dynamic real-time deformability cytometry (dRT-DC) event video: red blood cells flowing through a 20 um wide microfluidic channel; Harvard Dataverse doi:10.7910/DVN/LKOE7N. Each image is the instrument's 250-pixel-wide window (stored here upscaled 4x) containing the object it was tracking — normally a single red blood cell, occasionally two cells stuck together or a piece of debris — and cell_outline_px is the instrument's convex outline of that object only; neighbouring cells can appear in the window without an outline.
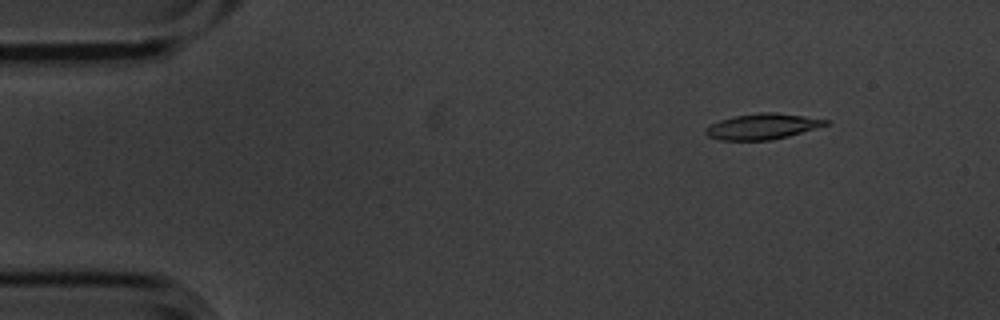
{"species": "common noctule bat (a hibernating species)", "species_latin": "Nyctalus noctula", "temperature_condition": "cold", "stored_images_in_passage": 14, "segment_of_instrument_passage": [1, 2], "camera_frame_rate_fps": 3000, "um_per_image_px": 0.085, "animal": {"sex": "male", "body_mass_g": 20.1, "forearm_length_mm": 53.5}, "frame": {"image": 1, "passage_image": 1, "time_ms": 0.0, "image_size_px": [1000, 320], "cell_outline_px": [[828, 124], [816, 128], [788, 136], [772, 140], [720, 140], [708, 136], [704, 132], [704, 128], [720, 120], [736, 116], [760, 112], [772, 112], [804, 116], [828, 120]], "centroid_in_image_um": [64.78, 10.75], "position_along_channel_um": 20.2, "area_um2": 17.74}}
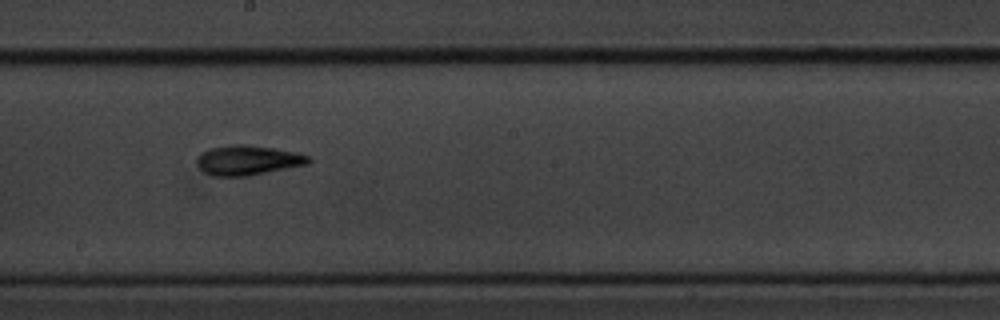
{"frame": {"image": 2, "passage_image": 7, "time_ms": 2.0, "image_size_px": [1000, 320], "cell_outline_px": [[312, 160], [308, 164], [248, 176], [212, 176], [204, 172], [196, 164], [196, 160], [200, 152], [208, 148], [232, 144], [248, 144], [296, 152], [312, 156]], "centroid_in_image_um": [21.05, 13.61], "position_along_channel_um": 227.1, "area_um2": 19.65}}
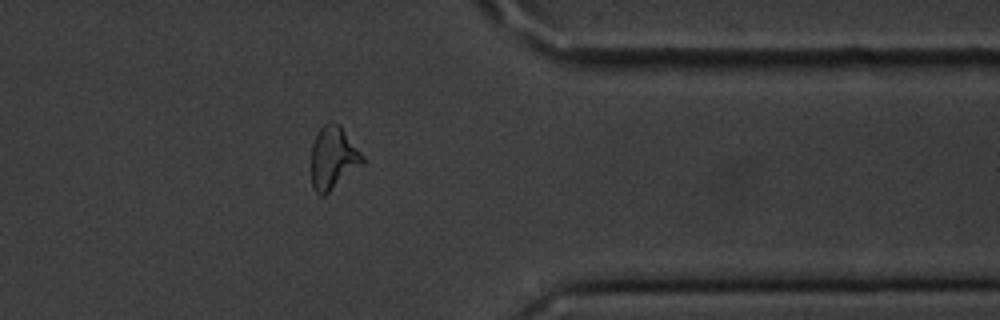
{"frame": {"image": 3, "passage_image": 11, "time_ms": 3.333, "image_size_px": [1000, 320], "cell_outline_px": [[364, 164], [324, 196], [320, 196], [312, 188], [312, 144], [320, 128], [328, 120], [340, 124], [364, 156]], "centroid_in_image_um": [28.33, 13.42], "position_along_channel_um": 383.1, "area_um2": 18.9}}